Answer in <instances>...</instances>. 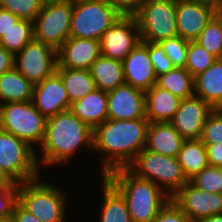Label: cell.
I'll return each mask as SVG.
<instances>
[{
    "label": "cell",
    "mask_w": 222,
    "mask_h": 222,
    "mask_svg": "<svg viewBox=\"0 0 222 222\" xmlns=\"http://www.w3.org/2000/svg\"><path fill=\"white\" fill-rule=\"evenodd\" d=\"M147 118L112 120L93 129V148L106 154L103 157V176L117 168H126L145 148L149 127Z\"/></svg>",
    "instance_id": "1"
},
{
    "label": "cell",
    "mask_w": 222,
    "mask_h": 222,
    "mask_svg": "<svg viewBox=\"0 0 222 222\" xmlns=\"http://www.w3.org/2000/svg\"><path fill=\"white\" fill-rule=\"evenodd\" d=\"M82 144L93 149V129L70 110L58 113L46 121L42 163H64Z\"/></svg>",
    "instance_id": "2"
},
{
    "label": "cell",
    "mask_w": 222,
    "mask_h": 222,
    "mask_svg": "<svg viewBox=\"0 0 222 222\" xmlns=\"http://www.w3.org/2000/svg\"><path fill=\"white\" fill-rule=\"evenodd\" d=\"M103 177L125 198L132 222H152L171 199L166 190L127 168L114 169Z\"/></svg>",
    "instance_id": "3"
},
{
    "label": "cell",
    "mask_w": 222,
    "mask_h": 222,
    "mask_svg": "<svg viewBox=\"0 0 222 222\" xmlns=\"http://www.w3.org/2000/svg\"><path fill=\"white\" fill-rule=\"evenodd\" d=\"M126 168L135 176L152 181L163 191L166 186L170 198L188 182L177 157L165 156L145 148Z\"/></svg>",
    "instance_id": "4"
},
{
    "label": "cell",
    "mask_w": 222,
    "mask_h": 222,
    "mask_svg": "<svg viewBox=\"0 0 222 222\" xmlns=\"http://www.w3.org/2000/svg\"><path fill=\"white\" fill-rule=\"evenodd\" d=\"M123 14L109 0H73L70 37L100 41Z\"/></svg>",
    "instance_id": "5"
},
{
    "label": "cell",
    "mask_w": 222,
    "mask_h": 222,
    "mask_svg": "<svg viewBox=\"0 0 222 222\" xmlns=\"http://www.w3.org/2000/svg\"><path fill=\"white\" fill-rule=\"evenodd\" d=\"M39 178L17 184V202L41 222H65V193Z\"/></svg>",
    "instance_id": "6"
},
{
    "label": "cell",
    "mask_w": 222,
    "mask_h": 222,
    "mask_svg": "<svg viewBox=\"0 0 222 222\" xmlns=\"http://www.w3.org/2000/svg\"><path fill=\"white\" fill-rule=\"evenodd\" d=\"M46 121L31 101L0 104V129L15 135L29 146L42 144Z\"/></svg>",
    "instance_id": "7"
},
{
    "label": "cell",
    "mask_w": 222,
    "mask_h": 222,
    "mask_svg": "<svg viewBox=\"0 0 222 222\" xmlns=\"http://www.w3.org/2000/svg\"><path fill=\"white\" fill-rule=\"evenodd\" d=\"M133 16L141 41L159 43L178 36L176 0H146Z\"/></svg>",
    "instance_id": "8"
},
{
    "label": "cell",
    "mask_w": 222,
    "mask_h": 222,
    "mask_svg": "<svg viewBox=\"0 0 222 222\" xmlns=\"http://www.w3.org/2000/svg\"><path fill=\"white\" fill-rule=\"evenodd\" d=\"M37 159L33 146L0 129V166L16 184L39 178Z\"/></svg>",
    "instance_id": "9"
},
{
    "label": "cell",
    "mask_w": 222,
    "mask_h": 222,
    "mask_svg": "<svg viewBox=\"0 0 222 222\" xmlns=\"http://www.w3.org/2000/svg\"><path fill=\"white\" fill-rule=\"evenodd\" d=\"M73 0L44 1L33 24L34 39L59 49L70 37Z\"/></svg>",
    "instance_id": "10"
},
{
    "label": "cell",
    "mask_w": 222,
    "mask_h": 222,
    "mask_svg": "<svg viewBox=\"0 0 222 222\" xmlns=\"http://www.w3.org/2000/svg\"><path fill=\"white\" fill-rule=\"evenodd\" d=\"M14 67L35 85L56 72L58 50L33 38L14 55Z\"/></svg>",
    "instance_id": "11"
},
{
    "label": "cell",
    "mask_w": 222,
    "mask_h": 222,
    "mask_svg": "<svg viewBox=\"0 0 222 222\" xmlns=\"http://www.w3.org/2000/svg\"><path fill=\"white\" fill-rule=\"evenodd\" d=\"M140 41L135 17L123 15L101 37V55L122 61Z\"/></svg>",
    "instance_id": "12"
},
{
    "label": "cell",
    "mask_w": 222,
    "mask_h": 222,
    "mask_svg": "<svg viewBox=\"0 0 222 222\" xmlns=\"http://www.w3.org/2000/svg\"><path fill=\"white\" fill-rule=\"evenodd\" d=\"M171 199L192 222L222 213V194L200 190L189 181Z\"/></svg>",
    "instance_id": "13"
},
{
    "label": "cell",
    "mask_w": 222,
    "mask_h": 222,
    "mask_svg": "<svg viewBox=\"0 0 222 222\" xmlns=\"http://www.w3.org/2000/svg\"><path fill=\"white\" fill-rule=\"evenodd\" d=\"M214 108L200 97L192 96L181 100L171 125L185 139H200L204 124Z\"/></svg>",
    "instance_id": "14"
},
{
    "label": "cell",
    "mask_w": 222,
    "mask_h": 222,
    "mask_svg": "<svg viewBox=\"0 0 222 222\" xmlns=\"http://www.w3.org/2000/svg\"><path fill=\"white\" fill-rule=\"evenodd\" d=\"M31 102L46 119L70 110L71 107L63 81L57 72L34 85Z\"/></svg>",
    "instance_id": "15"
},
{
    "label": "cell",
    "mask_w": 222,
    "mask_h": 222,
    "mask_svg": "<svg viewBox=\"0 0 222 222\" xmlns=\"http://www.w3.org/2000/svg\"><path fill=\"white\" fill-rule=\"evenodd\" d=\"M108 119L135 120L146 118L145 92L124 84L107 92Z\"/></svg>",
    "instance_id": "16"
},
{
    "label": "cell",
    "mask_w": 222,
    "mask_h": 222,
    "mask_svg": "<svg viewBox=\"0 0 222 222\" xmlns=\"http://www.w3.org/2000/svg\"><path fill=\"white\" fill-rule=\"evenodd\" d=\"M215 6L176 0V25L178 36L195 41L214 17Z\"/></svg>",
    "instance_id": "17"
},
{
    "label": "cell",
    "mask_w": 222,
    "mask_h": 222,
    "mask_svg": "<svg viewBox=\"0 0 222 222\" xmlns=\"http://www.w3.org/2000/svg\"><path fill=\"white\" fill-rule=\"evenodd\" d=\"M124 78L127 85L148 91L156 84L157 76L147 49V42L140 41L122 60Z\"/></svg>",
    "instance_id": "18"
},
{
    "label": "cell",
    "mask_w": 222,
    "mask_h": 222,
    "mask_svg": "<svg viewBox=\"0 0 222 222\" xmlns=\"http://www.w3.org/2000/svg\"><path fill=\"white\" fill-rule=\"evenodd\" d=\"M100 55V41L69 37L58 49L57 68L89 70Z\"/></svg>",
    "instance_id": "19"
},
{
    "label": "cell",
    "mask_w": 222,
    "mask_h": 222,
    "mask_svg": "<svg viewBox=\"0 0 222 222\" xmlns=\"http://www.w3.org/2000/svg\"><path fill=\"white\" fill-rule=\"evenodd\" d=\"M185 139L170 122H150L145 149L177 157Z\"/></svg>",
    "instance_id": "20"
},
{
    "label": "cell",
    "mask_w": 222,
    "mask_h": 222,
    "mask_svg": "<svg viewBox=\"0 0 222 222\" xmlns=\"http://www.w3.org/2000/svg\"><path fill=\"white\" fill-rule=\"evenodd\" d=\"M70 111L94 129L108 119L107 92L95 89L82 99L72 103Z\"/></svg>",
    "instance_id": "21"
},
{
    "label": "cell",
    "mask_w": 222,
    "mask_h": 222,
    "mask_svg": "<svg viewBox=\"0 0 222 222\" xmlns=\"http://www.w3.org/2000/svg\"><path fill=\"white\" fill-rule=\"evenodd\" d=\"M181 99L154 84L145 92L146 118L149 122H170Z\"/></svg>",
    "instance_id": "22"
},
{
    "label": "cell",
    "mask_w": 222,
    "mask_h": 222,
    "mask_svg": "<svg viewBox=\"0 0 222 222\" xmlns=\"http://www.w3.org/2000/svg\"><path fill=\"white\" fill-rule=\"evenodd\" d=\"M194 94L214 109L222 108V59L194 77Z\"/></svg>",
    "instance_id": "23"
},
{
    "label": "cell",
    "mask_w": 222,
    "mask_h": 222,
    "mask_svg": "<svg viewBox=\"0 0 222 222\" xmlns=\"http://www.w3.org/2000/svg\"><path fill=\"white\" fill-rule=\"evenodd\" d=\"M89 70L96 89L109 92L126 84L122 61L100 55Z\"/></svg>",
    "instance_id": "24"
},
{
    "label": "cell",
    "mask_w": 222,
    "mask_h": 222,
    "mask_svg": "<svg viewBox=\"0 0 222 222\" xmlns=\"http://www.w3.org/2000/svg\"><path fill=\"white\" fill-rule=\"evenodd\" d=\"M34 84L15 67L0 75V99L6 103L32 101Z\"/></svg>",
    "instance_id": "25"
},
{
    "label": "cell",
    "mask_w": 222,
    "mask_h": 222,
    "mask_svg": "<svg viewBox=\"0 0 222 222\" xmlns=\"http://www.w3.org/2000/svg\"><path fill=\"white\" fill-rule=\"evenodd\" d=\"M177 160L188 181L209 166L207 149L200 139L185 140Z\"/></svg>",
    "instance_id": "26"
},
{
    "label": "cell",
    "mask_w": 222,
    "mask_h": 222,
    "mask_svg": "<svg viewBox=\"0 0 222 222\" xmlns=\"http://www.w3.org/2000/svg\"><path fill=\"white\" fill-rule=\"evenodd\" d=\"M56 72L63 81L71 104L96 89L90 70L57 68Z\"/></svg>",
    "instance_id": "27"
},
{
    "label": "cell",
    "mask_w": 222,
    "mask_h": 222,
    "mask_svg": "<svg viewBox=\"0 0 222 222\" xmlns=\"http://www.w3.org/2000/svg\"><path fill=\"white\" fill-rule=\"evenodd\" d=\"M103 204L100 222H132L125 198L103 177Z\"/></svg>",
    "instance_id": "28"
},
{
    "label": "cell",
    "mask_w": 222,
    "mask_h": 222,
    "mask_svg": "<svg viewBox=\"0 0 222 222\" xmlns=\"http://www.w3.org/2000/svg\"><path fill=\"white\" fill-rule=\"evenodd\" d=\"M156 85L166 89L181 100L194 96V77L186 68L174 67L157 76Z\"/></svg>",
    "instance_id": "29"
},
{
    "label": "cell",
    "mask_w": 222,
    "mask_h": 222,
    "mask_svg": "<svg viewBox=\"0 0 222 222\" xmlns=\"http://www.w3.org/2000/svg\"><path fill=\"white\" fill-rule=\"evenodd\" d=\"M34 38L33 24L19 19L1 38L0 46L14 55Z\"/></svg>",
    "instance_id": "30"
},
{
    "label": "cell",
    "mask_w": 222,
    "mask_h": 222,
    "mask_svg": "<svg viewBox=\"0 0 222 222\" xmlns=\"http://www.w3.org/2000/svg\"><path fill=\"white\" fill-rule=\"evenodd\" d=\"M217 59L195 41H189L185 68L193 77L206 71Z\"/></svg>",
    "instance_id": "31"
},
{
    "label": "cell",
    "mask_w": 222,
    "mask_h": 222,
    "mask_svg": "<svg viewBox=\"0 0 222 222\" xmlns=\"http://www.w3.org/2000/svg\"><path fill=\"white\" fill-rule=\"evenodd\" d=\"M44 1L45 0H0V8L8 10L23 21L34 24Z\"/></svg>",
    "instance_id": "32"
},
{
    "label": "cell",
    "mask_w": 222,
    "mask_h": 222,
    "mask_svg": "<svg viewBox=\"0 0 222 222\" xmlns=\"http://www.w3.org/2000/svg\"><path fill=\"white\" fill-rule=\"evenodd\" d=\"M195 42L218 59H222V28L215 17L211 19Z\"/></svg>",
    "instance_id": "33"
},
{
    "label": "cell",
    "mask_w": 222,
    "mask_h": 222,
    "mask_svg": "<svg viewBox=\"0 0 222 222\" xmlns=\"http://www.w3.org/2000/svg\"><path fill=\"white\" fill-rule=\"evenodd\" d=\"M189 182L200 190L222 194V167L208 166Z\"/></svg>",
    "instance_id": "34"
},
{
    "label": "cell",
    "mask_w": 222,
    "mask_h": 222,
    "mask_svg": "<svg viewBox=\"0 0 222 222\" xmlns=\"http://www.w3.org/2000/svg\"><path fill=\"white\" fill-rule=\"evenodd\" d=\"M166 55L171 59L173 66L185 68L189 41L180 36L168 38L159 42Z\"/></svg>",
    "instance_id": "35"
},
{
    "label": "cell",
    "mask_w": 222,
    "mask_h": 222,
    "mask_svg": "<svg viewBox=\"0 0 222 222\" xmlns=\"http://www.w3.org/2000/svg\"><path fill=\"white\" fill-rule=\"evenodd\" d=\"M200 140L204 144L222 143V108L214 109L208 116Z\"/></svg>",
    "instance_id": "36"
},
{
    "label": "cell",
    "mask_w": 222,
    "mask_h": 222,
    "mask_svg": "<svg viewBox=\"0 0 222 222\" xmlns=\"http://www.w3.org/2000/svg\"><path fill=\"white\" fill-rule=\"evenodd\" d=\"M147 49L156 76L167 73L174 68L171 59L159 43L147 42Z\"/></svg>",
    "instance_id": "37"
},
{
    "label": "cell",
    "mask_w": 222,
    "mask_h": 222,
    "mask_svg": "<svg viewBox=\"0 0 222 222\" xmlns=\"http://www.w3.org/2000/svg\"><path fill=\"white\" fill-rule=\"evenodd\" d=\"M152 222H192L172 199L159 211Z\"/></svg>",
    "instance_id": "38"
},
{
    "label": "cell",
    "mask_w": 222,
    "mask_h": 222,
    "mask_svg": "<svg viewBox=\"0 0 222 222\" xmlns=\"http://www.w3.org/2000/svg\"><path fill=\"white\" fill-rule=\"evenodd\" d=\"M17 201V185H0V217L12 215Z\"/></svg>",
    "instance_id": "39"
},
{
    "label": "cell",
    "mask_w": 222,
    "mask_h": 222,
    "mask_svg": "<svg viewBox=\"0 0 222 222\" xmlns=\"http://www.w3.org/2000/svg\"><path fill=\"white\" fill-rule=\"evenodd\" d=\"M123 15H134L146 0H109Z\"/></svg>",
    "instance_id": "40"
},
{
    "label": "cell",
    "mask_w": 222,
    "mask_h": 222,
    "mask_svg": "<svg viewBox=\"0 0 222 222\" xmlns=\"http://www.w3.org/2000/svg\"><path fill=\"white\" fill-rule=\"evenodd\" d=\"M207 149L209 166L222 167V143L204 144Z\"/></svg>",
    "instance_id": "41"
},
{
    "label": "cell",
    "mask_w": 222,
    "mask_h": 222,
    "mask_svg": "<svg viewBox=\"0 0 222 222\" xmlns=\"http://www.w3.org/2000/svg\"><path fill=\"white\" fill-rule=\"evenodd\" d=\"M13 222H41L36 216L24 209L17 201L12 209Z\"/></svg>",
    "instance_id": "42"
},
{
    "label": "cell",
    "mask_w": 222,
    "mask_h": 222,
    "mask_svg": "<svg viewBox=\"0 0 222 222\" xmlns=\"http://www.w3.org/2000/svg\"><path fill=\"white\" fill-rule=\"evenodd\" d=\"M20 18L0 8V38L19 20Z\"/></svg>",
    "instance_id": "43"
},
{
    "label": "cell",
    "mask_w": 222,
    "mask_h": 222,
    "mask_svg": "<svg viewBox=\"0 0 222 222\" xmlns=\"http://www.w3.org/2000/svg\"><path fill=\"white\" fill-rule=\"evenodd\" d=\"M14 67V54L0 46V75Z\"/></svg>",
    "instance_id": "44"
},
{
    "label": "cell",
    "mask_w": 222,
    "mask_h": 222,
    "mask_svg": "<svg viewBox=\"0 0 222 222\" xmlns=\"http://www.w3.org/2000/svg\"><path fill=\"white\" fill-rule=\"evenodd\" d=\"M0 185H17L0 166Z\"/></svg>",
    "instance_id": "45"
},
{
    "label": "cell",
    "mask_w": 222,
    "mask_h": 222,
    "mask_svg": "<svg viewBox=\"0 0 222 222\" xmlns=\"http://www.w3.org/2000/svg\"><path fill=\"white\" fill-rule=\"evenodd\" d=\"M198 222H222V213L200 219Z\"/></svg>",
    "instance_id": "46"
},
{
    "label": "cell",
    "mask_w": 222,
    "mask_h": 222,
    "mask_svg": "<svg viewBox=\"0 0 222 222\" xmlns=\"http://www.w3.org/2000/svg\"><path fill=\"white\" fill-rule=\"evenodd\" d=\"M214 17L220 23L222 28V4H217L214 8Z\"/></svg>",
    "instance_id": "47"
},
{
    "label": "cell",
    "mask_w": 222,
    "mask_h": 222,
    "mask_svg": "<svg viewBox=\"0 0 222 222\" xmlns=\"http://www.w3.org/2000/svg\"><path fill=\"white\" fill-rule=\"evenodd\" d=\"M182 1L201 3V4H205V5H210V6L217 5V0H182Z\"/></svg>",
    "instance_id": "48"
},
{
    "label": "cell",
    "mask_w": 222,
    "mask_h": 222,
    "mask_svg": "<svg viewBox=\"0 0 222 222\" xmlns=\"http://www.w3.org/2000/svg\"><path fill=\"white\" fill-rule=\"evenodd\" d=\"M0 222H13L12 215L5 216V217H0Z\"/></svg>",
    "instance_id": "49"
},
{
    "label": "cell",
    "mask_w": 222,
    "mask_h": 222,
    "mask_svg": "<svg viewBox=\"0 0 222 222\" xmlns=\"http://www.w3.org/2000/svg\"><path fill=\"white\" fill-rule=\"evenodd\" d=\"M217 4H222V0H217Z\"/></svg>",
    "instance_id": "50"
}]
</instances>
